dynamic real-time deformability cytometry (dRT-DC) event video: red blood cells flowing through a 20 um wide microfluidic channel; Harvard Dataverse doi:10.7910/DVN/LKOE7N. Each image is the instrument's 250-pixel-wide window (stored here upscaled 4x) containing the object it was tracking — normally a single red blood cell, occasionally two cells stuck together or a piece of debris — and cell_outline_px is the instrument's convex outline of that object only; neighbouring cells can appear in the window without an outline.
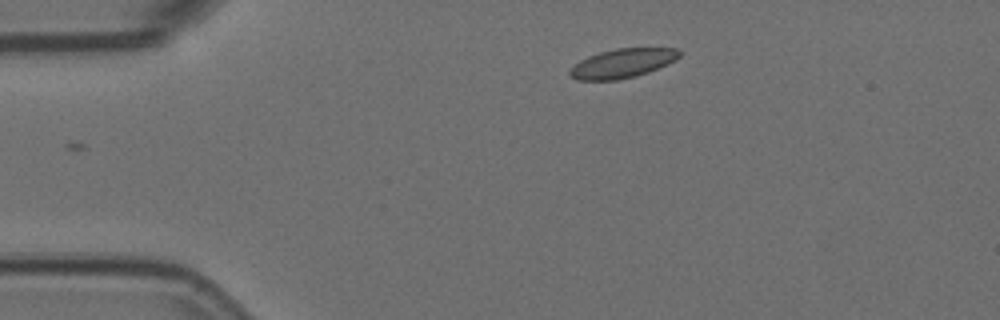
{"species": "Egyptian fruit bat (a non-hibernating species)", "species_latin": "Rousettus aegyptiacus", "temperature_condition": "room temperature", "stored_images_in_passage": 20, "camera_frame_rate_fps": 3000, "um_per_image_px": 0.085, "animal": {"sex": "female"}, "frame": {"image": 1, "passage_image": 1, "time_ms": 0.0, "image_size_px": [1000, 320], "cell_outline_px": [[680, 56], [676, 60], [668, 64], [648, 72], [636, 76], [616, 80], [576, 80], [568, 72], [580, 60], [588, 56], [600, 52], [616, 48], [680, 48]], "centroid_in_image_um": [52.94, 5.37], "position_along_channel_um": 32.1, "area_um2": 18.55}}
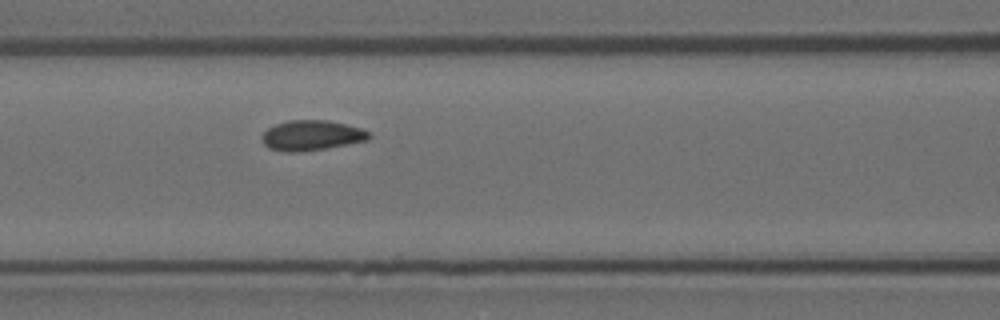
{"frame": {"image": 2, "passage_image": 14, "time_ms": 4.333, "image_size_px": [1000, 320], "cell_outline_px": [[372, 136], [368, 140], [324, 148], [292, 152], [288, 152], [268, 148], [260, 140], [260, 136], [268, 128], [276, 124], [288, 120], [328, 120], [348, 124], [360, 128], [368, 132]], "centroid_in_image_um": [26.46, 11.49], "position_along_channel_um": 140.1, "area_um2": 18.73}}
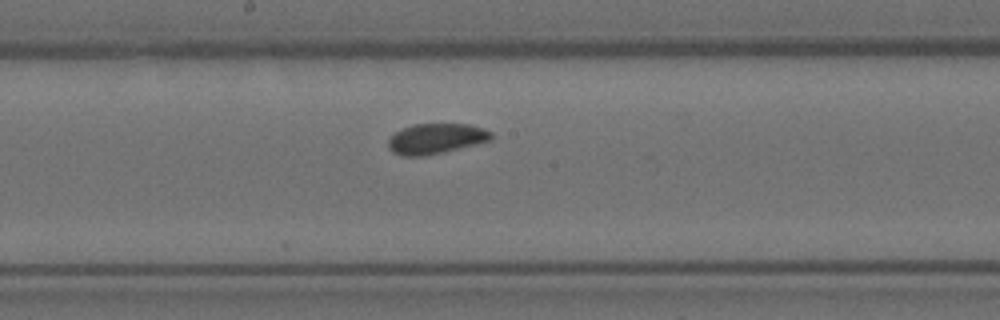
{"frame": {"image": 3, "passage_image": 20, "time_ms": 6.333, "image_size_px": [1000, 320], "cell_outline_px": [[492, 140], [476, 144], [424, 156], [404, 156], [392, 152], [388, 148], [388, 140], [400, 128], [412, 124], [472, 124], [484, 128], [492, 132]], "centroid_in_image_um": [37.05, 11.77], "position_along_channel_um": 211.1, "area_um2": 18.26}}